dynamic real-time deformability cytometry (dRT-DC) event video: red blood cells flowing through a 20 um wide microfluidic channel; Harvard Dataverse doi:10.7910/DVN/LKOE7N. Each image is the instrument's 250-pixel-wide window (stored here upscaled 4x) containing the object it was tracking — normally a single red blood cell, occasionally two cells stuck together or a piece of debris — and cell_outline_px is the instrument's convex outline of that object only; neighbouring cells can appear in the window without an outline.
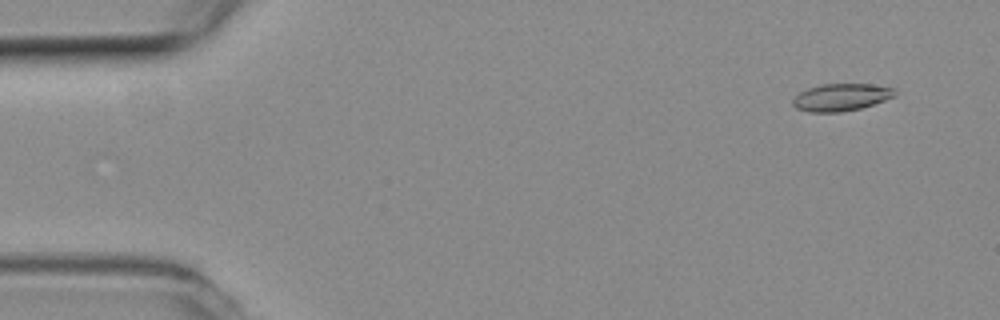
{"species": "common noctule bat (a hibernating species)", "species_latin": "Nyctalus noctula", "temperature_condition": "room temperature", "stored_images_in_passage": 54, "camera_frame_rate_fps": 3000, "um_per_image_px": 0.085, "animal": {"sex": "female", "body_mass_g": 19.3, "forearm_length_mm": 54.1}, "frame": {"image": 1, "passage_image": 4, "time_ms": 1.0, "image_size_px": [1000, 320], "cell_outline_px": [[896, 96], [860, 108], [840, 112], [808, 112], [796, 108], [792, 104], [792, 100], [800, 92], [808, 88], [820, 84], [872, 84], [892, 88], [896, 92]], "centroid_in_image_um": [71.47, 8.26], "position_along_channel_um": 13.5, "area_um2": 16.13}}
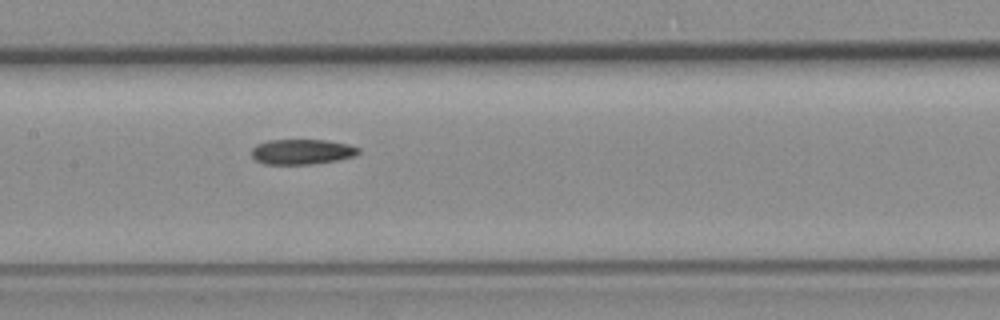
{"frame": {"image": 2, "passage_image": 26, "time_ms": 8.333, "image_size_px": [1000, 320], "cell_outline_px": [[360, 152], [352, 156], [336, 160], [312, 164], [264, 164], [256, 160], [252, 156], [252, 148], [256, 144], [268, 140], [324, 140], [348, 144], [360, 148]], "centroid_in_image_um": [25.63, 12.89], "position_along_channel_um": 181.8, "area_um2": 15.61}}
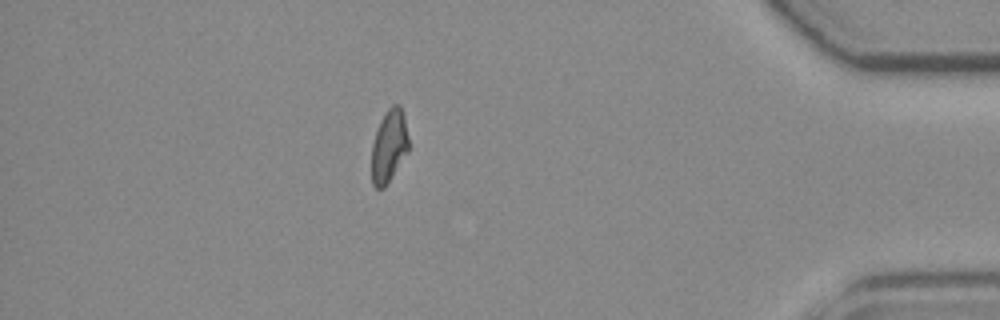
{"frame": {"image": 3, "passage_image": 47, "time_ms": 15.333, "image_size_px": [1000, 320], "cell_outline_px": [[408, 152], [384, 188], [376, 188], [372, 184], [372, 144], [380, 120], [388, 108], [392, 104], [400, 104], [404, 116], [408, 136]], "centroid_in_image_um": [33.07, 12.39], "position_along_channel_um": 402.1, "area_um2": 15.61}, "authors_computed_cell_mechanics": {"area_um2": 16.1262, "velocity_mm_per_s": 3.8197, "shape_relaxation_time_tau1_ms": 8.6809, "shape_relaxation_time_tau2_ms": 3.4155, "deformation_change_tau1": 0.1824, "deformation_change_tau2": 0.0839}}